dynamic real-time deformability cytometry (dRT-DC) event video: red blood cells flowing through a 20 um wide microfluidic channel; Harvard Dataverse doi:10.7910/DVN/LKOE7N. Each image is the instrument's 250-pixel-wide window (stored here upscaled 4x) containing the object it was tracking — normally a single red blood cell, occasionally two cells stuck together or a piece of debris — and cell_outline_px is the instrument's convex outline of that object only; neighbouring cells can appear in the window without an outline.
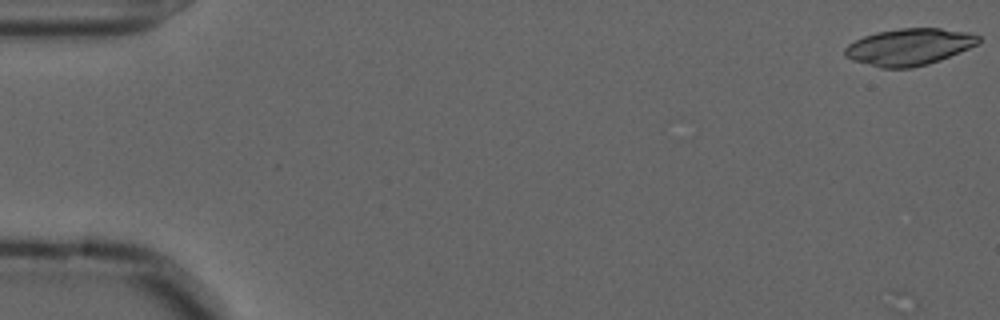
{"species": "common noctule bat (a hibernating species)", "species_latin": "Nyctalus noctula", "temperature_condition": "cold", "stored_images_in_passage": 19, "camera_frame_rate_fps": 3000, "um_per_image_px": 0.085, "animal": {"sex": "male", "forearm_length_mm": 52.5}, "frame": {"image": 1, "passage_image": 1, "time_ms": 0.0, "image_size_px": [1000, 320], "cell_outline_px": [[980, 40], [976, 44], [968, 48], [940, 60], [928, 64], [912, 68], [880, 68], [852, 60], [844, 56], [844, 48], [848, 44], [864, 36], [876, 32], [900, 28], [940, 28], [968, 32], [980, 36]], "centroid_in_image_um": [77.24, 3.99], "position_along_channel_um": 7.8, "area_um2": 28.61}}